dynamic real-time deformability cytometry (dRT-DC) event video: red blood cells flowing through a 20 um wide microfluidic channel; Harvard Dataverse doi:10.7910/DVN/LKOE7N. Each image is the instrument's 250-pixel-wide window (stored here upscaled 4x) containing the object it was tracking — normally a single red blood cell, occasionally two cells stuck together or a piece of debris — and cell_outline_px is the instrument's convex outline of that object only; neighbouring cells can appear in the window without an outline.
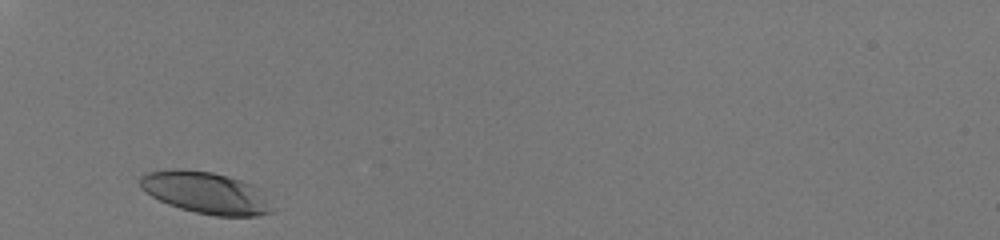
{"species": "human", "species_latin": "Homo sapiens", "temperature_condition": "room temperature", "stored_images_in_passage": 27, "camera_frame_rate_fps": 3000, "um_per_image_px": 0.085, "donor": {"sex": "male"}, "frame": {"image": 1, "passage_image": 1, "time_ms": 0.0, "image_size_px": [1000, 240], "cell_outline_px": [[276, 212], [256, 216], [216, 216], [196, 212], [180, 208], [168, 204], [152, 196], [140, 188], [140, 176], [148, 172], [172, 168], [184, 168], [212, 172], [228, 176], [252, 184]], "centroid_in_image_um": [17.44, 16.37], "position_along_channel_um": 67.6, "area_um2": 32.02}}
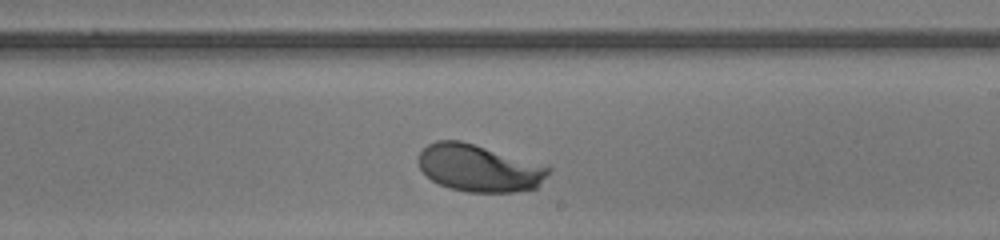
{"frame": {"image": 2, "passage_image": 16, "time_ms": 5.0, "image_size_px": [1000, 240], "cell_outline_px": [[552, 172], [536, 188], [516, 192], [468, 192], [448, 188], [432, 180], [420, 168], [416, 160], [420, 152], [428, 144], [436, 140], [460, 140], [552, 168]], "centroid_in_image_um": [40.69, 14.3], "position_along_channel_um": 248.3, "area_um2": 35.49}}
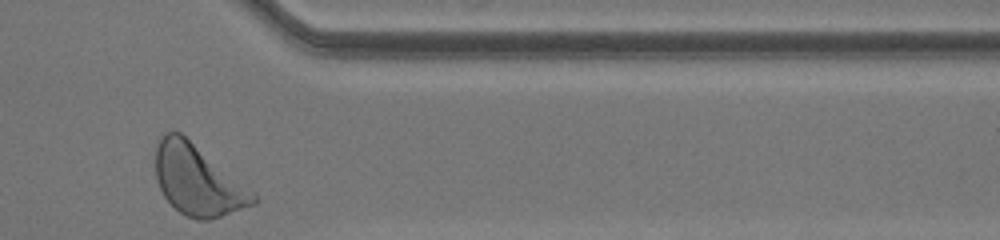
{"frame": {"image": 3, "passage_image": 27, "time_ms": 8.667, "image_size_px": [1000, 240], "cell_outline_px": [[260, 200], [256, 204], [208, 220], [196, 220], [180, 212], [164, 196], [156, 180], [156, 144], [160, 136], [164, 132], [180, 132], [256, 196]], "centroid_in_image_um": [16.75, 15.33], "position_along_channel_um": 394.6, "area_um2": 38.9}, "authors_computed_cell_mechanics": {"area_um2": 35.4892, "velocity_mm_per_s": 4.0345, "shape_relaxation_time_tau1_ms": 1.8657, "shape_relaxation_time_tau2_ms": null, "deformation_change_tau1": 0.146, "deformation_change_tau2": null}}